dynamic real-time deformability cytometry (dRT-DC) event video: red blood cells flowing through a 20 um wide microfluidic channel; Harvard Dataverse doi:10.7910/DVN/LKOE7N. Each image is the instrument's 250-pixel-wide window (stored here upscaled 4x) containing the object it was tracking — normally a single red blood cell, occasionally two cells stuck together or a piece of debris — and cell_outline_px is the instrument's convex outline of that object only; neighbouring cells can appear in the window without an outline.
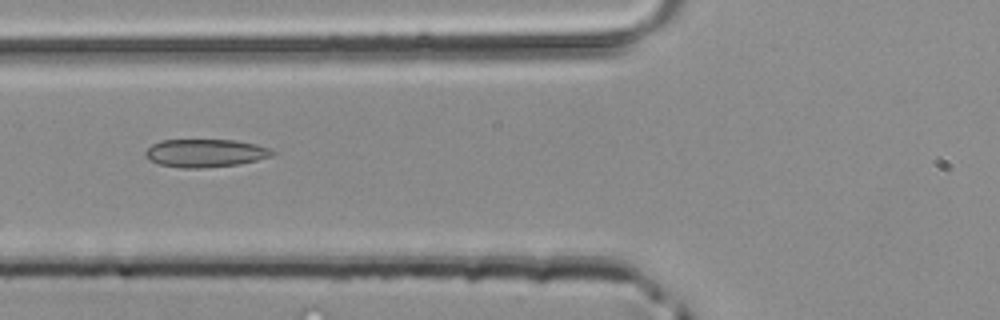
{"species": "common noctule bat (a hibernating species)", "species_latin": "Nyctalus noctula", "temperature_condition": "room temperature", "stored_images_in_passage": 5, "camera_frame_rate_fps": 3000, "um_per_image_px": 0.085, "animal": {"sex": "male", "body_mass_g": 20.4}, "frame": {"image": 1, "passage_image": 5, "time_ms": 1.333, "image_size_px": [1000, 320], "cell_outline_px": [[276, 152], [272, 156], [240, 164], [204, 168], [180, 168], [160, 164], [144, 156], [144, 152], [152, 144], [160, 140], [236, 140], [256, 144], [272, 148]], "centroid_in_image_um": [17.48, 13.01], "position_along_channel_um": 108.3, "area_um2": 20.87}}